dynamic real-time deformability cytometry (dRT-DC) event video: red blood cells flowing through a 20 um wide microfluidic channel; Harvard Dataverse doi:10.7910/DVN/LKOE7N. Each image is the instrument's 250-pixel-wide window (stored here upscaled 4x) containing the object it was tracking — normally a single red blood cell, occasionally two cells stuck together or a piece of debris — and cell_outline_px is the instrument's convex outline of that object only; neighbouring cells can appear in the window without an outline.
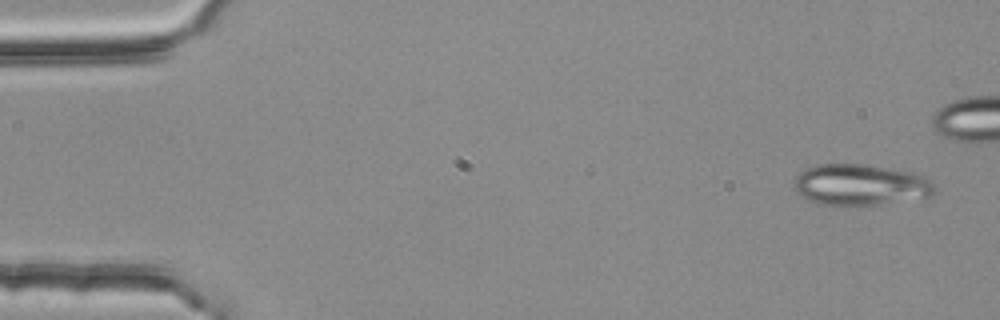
{"species": "common noctule bat (a hibernating species)", "species_latin": "Nyctalus noctula", "temperature_condition": "room temperature", "stored_images_in_passage": 5, "camera_frame_rate_fps": 3000, "um_per_image_px": 0.085, "animal": {"sex": "female", "body_mass_g": 25.1}, "frame": {"image": 1, "passage_image": 1, "time_ms": 0.0, "image_size_px": [1000, 320], "cell_outline_px": [[936, 192], [932, 196], [880, 204], [820, 204], [796, 192], [796, 176], [800, 172], [808, 168], [820, 164], [864, 164], [912, 172], [924, 176], [932, 180], [936, 184]], "centroid_in_image_um": [73.23, 15.69], "position_along_channel_um": 11.8, "area_um2": 33.23}}